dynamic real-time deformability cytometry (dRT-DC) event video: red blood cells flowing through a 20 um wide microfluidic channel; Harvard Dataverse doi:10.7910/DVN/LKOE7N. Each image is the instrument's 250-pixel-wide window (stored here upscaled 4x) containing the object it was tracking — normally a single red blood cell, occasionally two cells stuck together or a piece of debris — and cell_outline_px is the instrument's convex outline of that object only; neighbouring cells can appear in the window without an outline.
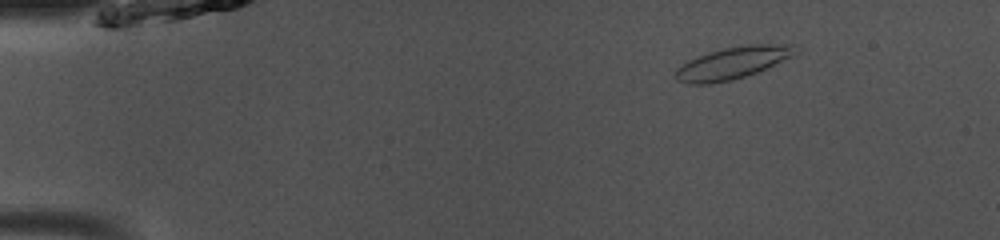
{"species": "common noctule bat (a hibernating species)", "species_latin": "Nyctalus noctula", "temperature_condition": "room temperature", "stored_images_in_passage": 40, "camera_frame_rate_fps": 3000, "um_per_image_px": 0.085, "animal": {"sex": "male", "body_mass_g": 13.0, "forearm_length_mm": 53.1}, "frame": {"image": 1, "passage_image": 1, "time_ms": 0.0, "image_size_px": [1000, 240], "cell_outline_px": [[804, 48], [792, 56], [756, 72], [732, 80], [708, 84], [688, 84], [676, 80], [672, 76], [676, 68], [688, 60], [708, 52], [724, 48], [748, 44], [792, 44]], "centroid_in_image_um": [62.26, 5.34], "position_along_channel_um": 22.7, "area_um2": 22.6}}
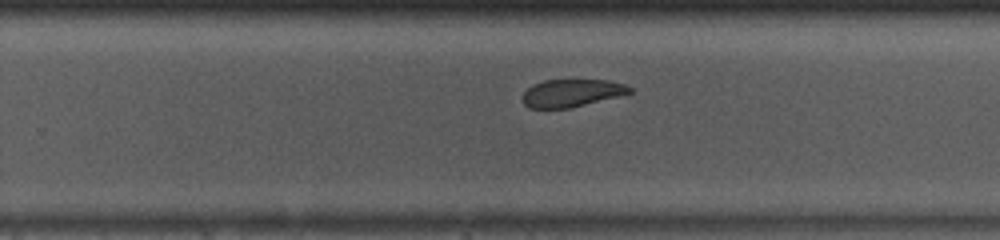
{"frame": {"image": 2, "passage_image": 26, "time_ms": 8.333, "image_size_px": [1000, 240], "cell_outline_px": [[632, 92], [568, 108], [528, 108], [524, 104], [524, 92], [532, 84], [544, 80], [608, 80], [624, 84], [632, 88]], "centroid_in_image_um": [48.56, 7.89], "position_along_channel_um": 281.2, "area_um2": 16.88}}
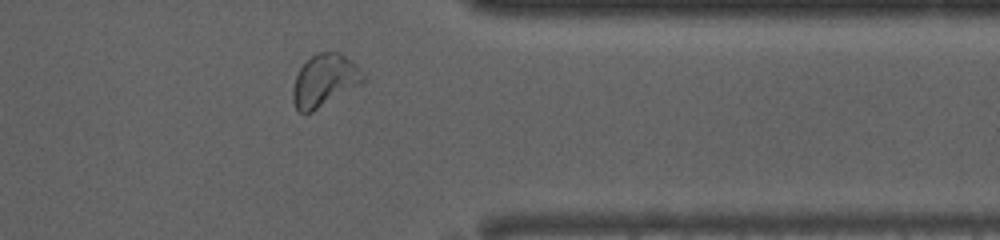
{"frame": {"image": 3, "passage_image": 34, "time_ms": 11.0, "image_size_px": [1000, 240], "cell_outline_px": [[368, 76], [364, 80], [312, 112], [300, 112], [296, 108], [292, 100], [292, 88], [296, 76], [300, 68], [316, 52], [340, 52], [352, 60]], "centroid_in_image_um": [27.58, 6.81], "position_along_channel_um": 383.8, "area_um2": 21.1}, "authors_computed_cell_mechanics": {"area_um2": 19.8254, "velocity_mm_per_s": 4.0666, "shape_relaxation_time_tau1_ms": null, "shape_relaxation_time_tau2_ms": 2.1052, "deformation_change_tau1": null, "deformation_change_tau2": 0.0744}}